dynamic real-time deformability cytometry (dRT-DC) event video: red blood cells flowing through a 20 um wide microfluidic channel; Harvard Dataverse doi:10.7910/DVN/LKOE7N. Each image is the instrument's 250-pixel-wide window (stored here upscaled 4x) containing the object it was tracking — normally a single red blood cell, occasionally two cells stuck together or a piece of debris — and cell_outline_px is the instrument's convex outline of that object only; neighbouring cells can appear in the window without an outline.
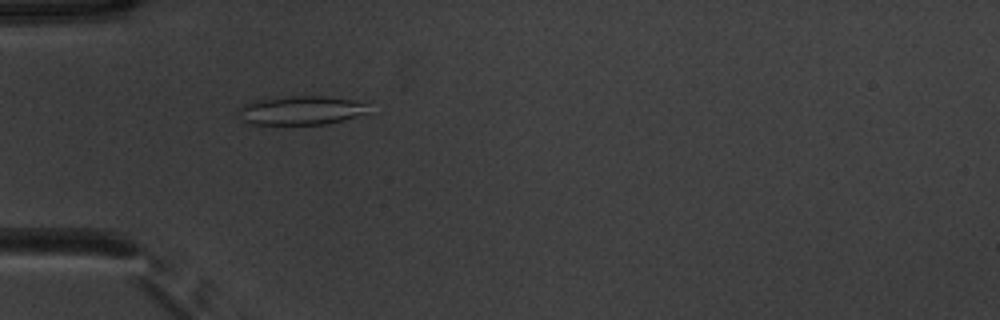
{"species": "common noctule bat (a hibernating species)", "species_latin": "Nyctalus noctula", "temperature_condition": "warm", "stored_images_in_passage": 52, "camera_frame_rate_fps": 3000, "um_per_image_px": 0.085, "animal": {"sex": "male", "body_mass_g": 20.1, "forearm_length_mm": 53.5}, "frame": {"image": 1, "passage_image": 17, "time_ms": 5.333, "image_size_px": [1000, 320], "cell_outline_px": [[368, 112], [344, 120], [324, 124], [252, 124], [244, 120], [240, 112], [240, 108], [244, 104], [256, 100], [292, 96], [320, 96], [368, 100]], "centroid_in_image_um": [25.72, 9.36], "position_along_channel_um": 59.3, "area_um2": 21.85}}
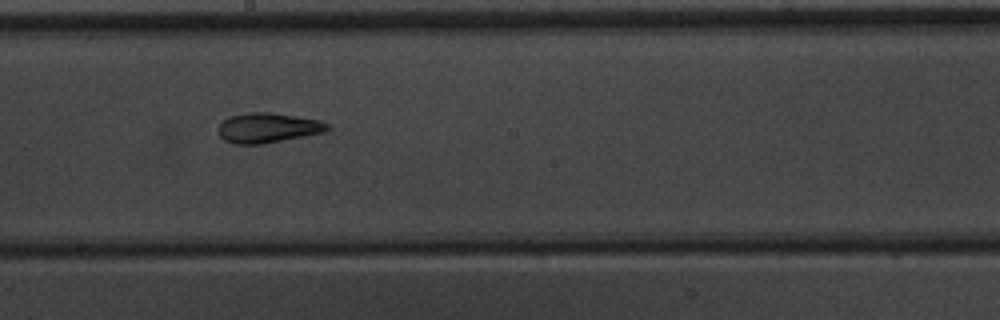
{"frame": {"image": 2, "passage_image": 30, "time_ms": 9.667, "image_size_px": [1000, 320], "cell_outline_px": [[332, 128], [324, 132], [264, 144], [236, 144], [224, 140], [220, 136], [220, 124], [228, 116], [248, 112], [272, 112], [320, 120], [328, 124]], "centroid_in_image_um": [22.79, 10.86], "position_along_channel_um": 225.4, "area_um2": 19.02}}
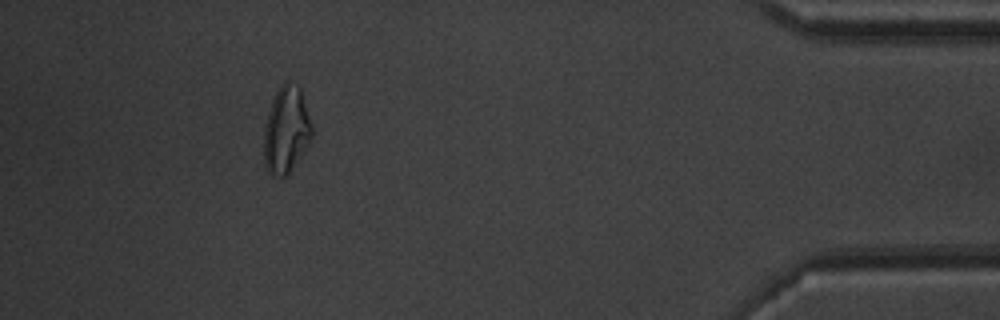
{"frame": {"image": 3, "passage_image": 48, "time_ms": 15.667, "image_size_px": [1000, 320], "cell_outline_px": [[312, 136], [308, 144], [288, 176], [272, 176], [264, 168], [264, 128], [268, 112], [272, 100], [280, 84], [284, 80], [288, 80], [300, 88], [312, 124]], "centroid_in_image_um": [24.32, 11.06], "position_along_channel_um": 410.9, "area_um2": 24.45}, "authors_computed_cell_mechanics": {"area_um2": 21.5883, "velocity_mm_per_s": 3.9475, "shape_relaxation_time_tau1_ms": null, "shape_relaxation_time_tau2_ms": 2.4269, "deformation_change_tau1": null, "deformation_change_tau2": 0.0952}}